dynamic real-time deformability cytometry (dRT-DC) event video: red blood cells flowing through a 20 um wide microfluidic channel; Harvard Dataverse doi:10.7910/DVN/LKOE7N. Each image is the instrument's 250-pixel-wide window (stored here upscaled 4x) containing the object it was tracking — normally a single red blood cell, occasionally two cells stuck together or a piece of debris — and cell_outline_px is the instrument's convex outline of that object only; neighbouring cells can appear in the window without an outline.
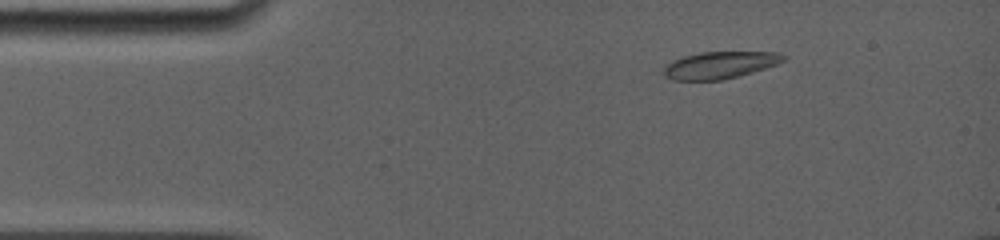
{"species": "common noctule bat (a hibernating species)", "species_latin": "Nyctalus noctula", "temperature_condition": "room temperature", "stored_images_in_passage": 67, "camera_frame_rate_fps": 5000, "um_per_image_px": 0.085, "animal": {"sex": "female", "body_mass_g": 19.0, "forearm_length_mm": 56.7}, "frame": {"image": 1, "passage_image": 7, "time_ms": 2.2, "image_size_px": [1000, 240], "cell_outline_px": [[788, 56], [784, 60], [776, 64], [752, 72], [724, 80], [672, 80], [664, 76], [664, 68], [672, 60], [680, 56], [700, 52], [776, 52]], "centroid_in_image_um": [61.15, 5.53], "position_along_channel_um": 23.8, "area_um2": 18.9}}
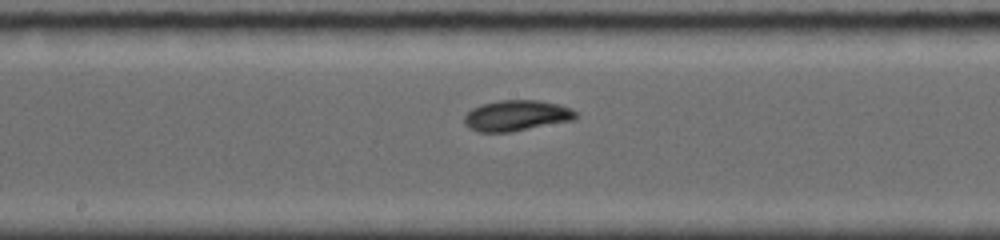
{"frame": {"image": 2, "passage_image": 34, "time_ms": 8.4, "image_size_px": [1000, 240], "cell_outline_px": [[576, 120], [512, 132], [480, 132], [468, 128], [464, 124], [464, 116], [472, 108], [480, 104], [500, 100], [540, 100], [572, 108], [576, 112]], "centroid_in_image_um": [43.9, 9.83], "position_along_channel_um": 204.3, "area_um2": 20.23}}
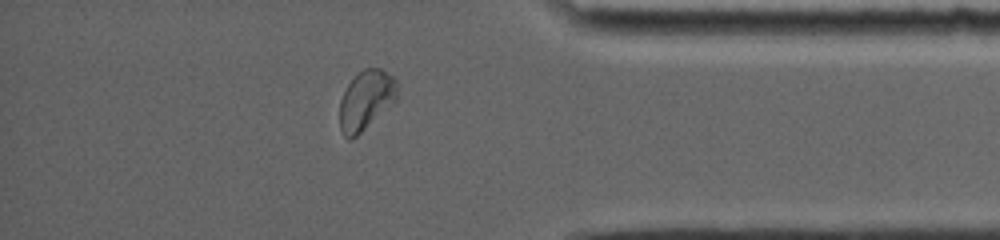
{"frame": {"image": 3, "passage_image": 59, "time_ms": 13.8, "image_size_px": [1000, 240], "cell_outline_px": [[400, 96], [396, 104], [352, 140], [348, 140], [344, 136], [340, 128], [340, 100], [348, 84], [364, 68], [380, 68], [392, 76], [396, 80]], "centroid_in_image_um": [31.17, 8.55], "position_along_channel_um": 404.0, "area_um2": 20.52}, "authors_computed_cell_mechanics": {"area_um2": 19.5942, "velocity_mm_per_s": 3.8726, "shape_relaxation_time_tau1_ms": 2.9376, "shape_relaxation_time_tau2_ms": 2.7806, "deformation_change_tau1": 0.1399, "deformation_change_tau2": 0.0599}}